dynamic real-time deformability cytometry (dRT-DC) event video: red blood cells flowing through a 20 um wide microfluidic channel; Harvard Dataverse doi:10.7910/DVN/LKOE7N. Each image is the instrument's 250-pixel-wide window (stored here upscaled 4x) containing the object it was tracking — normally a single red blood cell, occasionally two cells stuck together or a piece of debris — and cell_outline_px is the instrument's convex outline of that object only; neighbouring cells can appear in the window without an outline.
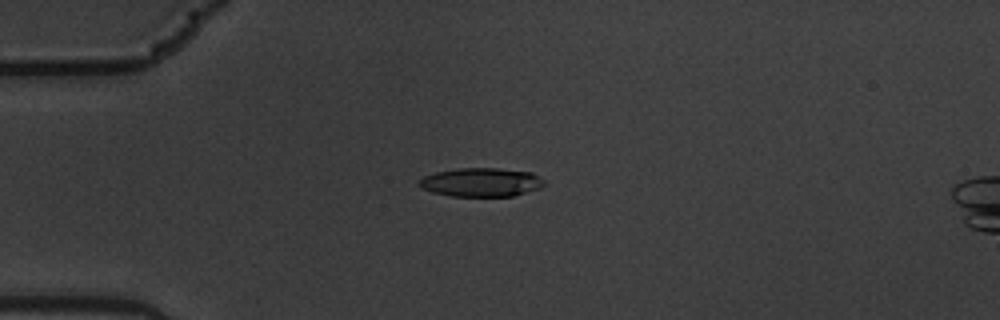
{"species": "common noctule bat (a hibernating species)", "species_latin": "Nyctalus noctula", "temperature_condition": "warm", "stored_images_in_passage": 3, "camera_frame_rate_fps": 3000, "um_per_image_px": 0.085, "animal": {"sex": "male", "body_mass_g": 19.5, "forearm_length_mm": 54.6}, "frame": {"image": 1, "passage_image": 2, "time_ms": 0.333, "image_size_px": [1000, 320], "cell_outline_px": [[544, 184], [540, 188], [512, 196], [448, 196], [432, 192], [416, 184], [424, 176], [436, 172], [456, 168], [496, 168], [532, 172], [544, 180]], "centroid_in_image_um": [40.89, 15.49], "position_along_channel_um": 44.1, "area_um2": 20.92}}